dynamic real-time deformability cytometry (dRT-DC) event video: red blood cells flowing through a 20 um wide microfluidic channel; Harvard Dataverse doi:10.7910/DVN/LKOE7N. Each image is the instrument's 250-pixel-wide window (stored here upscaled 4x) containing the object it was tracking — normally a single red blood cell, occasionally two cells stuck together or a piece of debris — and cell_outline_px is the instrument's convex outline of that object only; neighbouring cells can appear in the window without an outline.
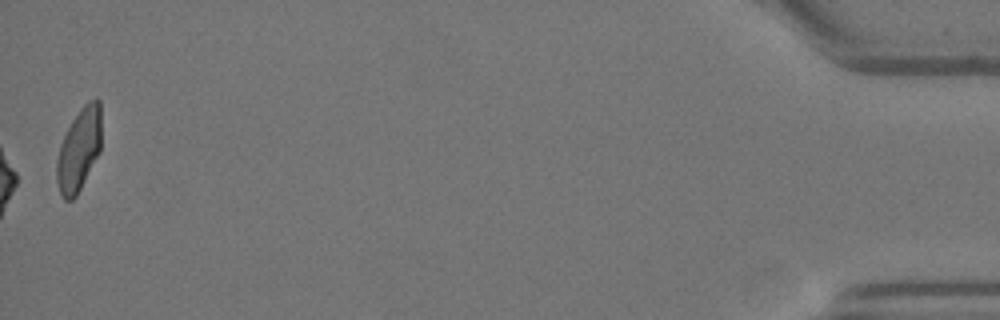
{"species": "Egyptian fruit bat (a non-hibernating species)", "species_latin": "Rousettus aegyptiacus", "temperature_condition": "warm", "stored_images_in_passage": 54, "camera_frame_rate_fps": 3000, "um_per_image_px": 0.085, "animal": {"sex": "female"}, "frame": {"image": 1, "passage_image": 54, "time_ms": 17.667, "image_size_px": [1000, 320], "cell_outline_px": [[100, 152], [76, 196], [72, 200], [64, 200], [60, 192], [56, 180], [56, 160], [60, 144], [72, 120], [80, 108], [88, 100], [96, 96], [100, 100]], "centroid_in_image_um": [6.71, 12.7], "position_along_channel_um": 428.5, "area_um2": 21.56}, "authors_computed_cell_mechanics": {"area_um2": 19.6809, "velocity_mm_per_s": 3.7596, "shape_relaxation_time_tau1_ms": null, "shape_relaxation_time_tau2_ms": 3.1533, "deformation_change_tau1": null, "deformation_change_tau2": 0.1195}}